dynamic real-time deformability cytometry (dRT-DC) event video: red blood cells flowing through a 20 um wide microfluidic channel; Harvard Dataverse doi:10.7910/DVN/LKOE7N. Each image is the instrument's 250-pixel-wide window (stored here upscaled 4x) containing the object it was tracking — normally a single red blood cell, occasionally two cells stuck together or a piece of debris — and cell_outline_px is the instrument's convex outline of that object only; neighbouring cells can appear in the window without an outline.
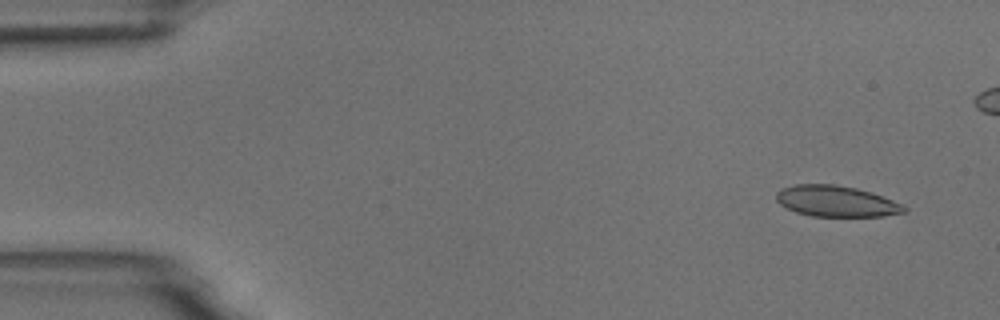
{"species": "common noctule bat (a hibernating species)", "species_latin": "Nyctalus noctula", "temperature_condition": "room temperature", "stored_images_in_passage": 7, "camera_frame_rate_fps": 3000, "um_per_image_px": 0.085, "animal": {"sex": "male", "body_mass_g": 18.8}, "frame": {"image": 1, "passage_image": 2, "time_ms": 1.0, "image_size_px": [1000, 320], "cell_outline_px": [[908, 208], [904, 212], [884, 216], [812, 216], [796, 212], [780, 204], [776, 200], [776, 192], [784, 188], [796, 184], [832, 184], [856, 188], [872, 192], [904, 204]], "centroid_in_image_um": [71.11, 17.1], "position_along_channel_um": 13.9, "area_um2": 23.06}}
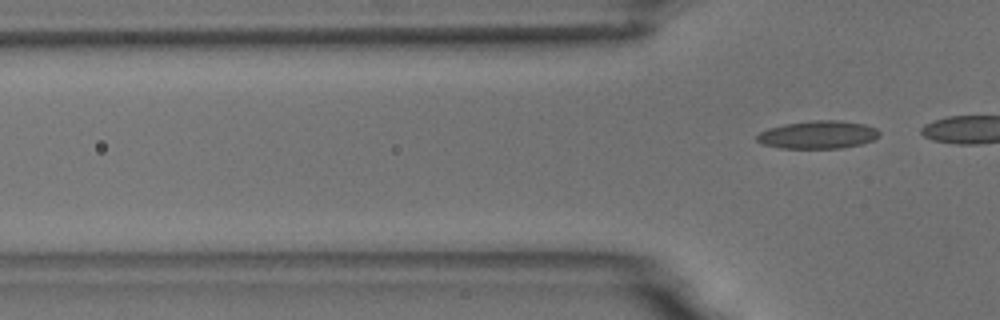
{"frame": {"image": 2, "passage_image": 7, "time_ms": 7.667, "image_size_px": [1000, 320], "cell_outline_px": [[880, 136], [872, 140], [860, 144], [840, 148], [780, 148], [764, 144], [756, 140], [756, 136], [760, 132], [768, 128], [784, 124], [812, 120], [836, 120], [864, 124], [876, 128], [880, 132]], "centroid_in_image_um": [69.52, 11.45], "position_along_channel_um": 56.3, "area_um2": 19.83}}